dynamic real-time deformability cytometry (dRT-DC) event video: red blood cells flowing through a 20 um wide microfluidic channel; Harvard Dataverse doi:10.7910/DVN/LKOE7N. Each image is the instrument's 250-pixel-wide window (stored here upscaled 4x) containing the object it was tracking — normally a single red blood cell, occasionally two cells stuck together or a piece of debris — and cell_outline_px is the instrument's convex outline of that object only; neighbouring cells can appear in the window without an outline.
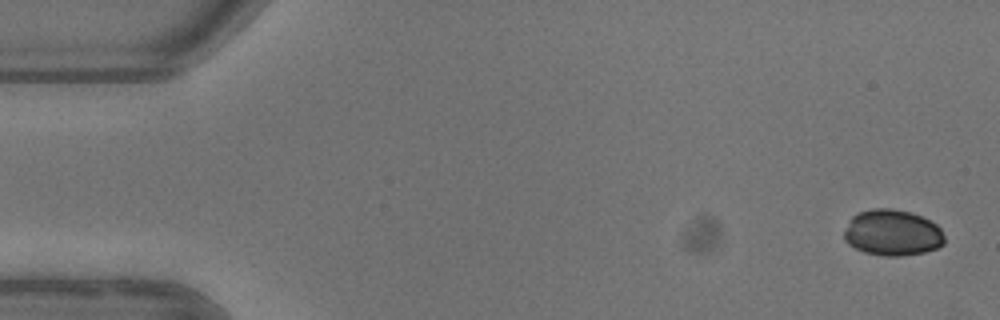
{"species": "common noctule bat (a hibernating species)", "species_latin": "Nyctalus noctula", "temperature_condition": "warm", "stored_images_in_passage": 5, "camera_frame_rate_fps": 3000, "um_per_image_px": 0.085, "animal": {"sex": "female"}, "frame": {"image": 1, "passage_image": 1, "time_ms": 0.0, "image_size_px": [1000, 320], "cell_outline_px": [[944, 244], [936, 248], [924, 252], [900, 256], [884, 256], [864, 252], [848, 244], [844, 240], [844, 232], [852, 216], [860, 212], [872, 208], [892, 208], [912, 212], [936, 224], [940, 228], [944, 236]], "centroid_in_image_um": [75.85, 19.78], "position_along_channel_um": 9.2, "area_um2": 26.93}}